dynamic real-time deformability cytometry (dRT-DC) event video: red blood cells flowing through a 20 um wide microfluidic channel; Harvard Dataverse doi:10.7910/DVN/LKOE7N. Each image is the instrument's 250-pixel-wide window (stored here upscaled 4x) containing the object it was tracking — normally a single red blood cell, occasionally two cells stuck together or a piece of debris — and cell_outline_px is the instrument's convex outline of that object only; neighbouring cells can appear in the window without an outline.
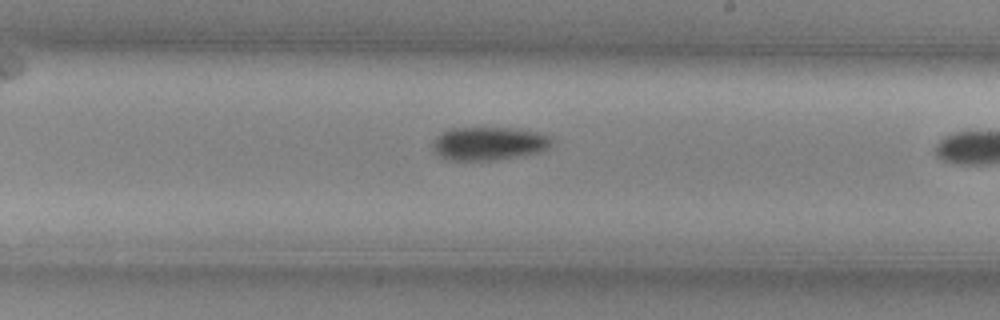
{"species": "common noctule bat (a hibernating species)", "species_latin": "Nyctalus noctula", "temperature_condition": "cold", "stored_images_in_passage": 8, "camera_frame_rate_fps": 3000, "um_per_image_px": 0.085, "animal": {"sex": "female", "body_mass_g": 29.2, "forearm_length_mm": 56.3}, "frame": {"image": 1, "passage_image": 8, "time_ms": 2.333, "image_size_px": [1000, 320], "cell_outline_px": [[552, 140], [544, 148], [536, 152], [492, 160], [448, 160], [440, 156], [432, 148], [432, 144], [436, 136], [452, 128], [520, 128], [552, 136]], "centroid_in_image_um": [41.49, 12.18], "position_along_channel_um": 247.5, "area_um2": 22.66}}